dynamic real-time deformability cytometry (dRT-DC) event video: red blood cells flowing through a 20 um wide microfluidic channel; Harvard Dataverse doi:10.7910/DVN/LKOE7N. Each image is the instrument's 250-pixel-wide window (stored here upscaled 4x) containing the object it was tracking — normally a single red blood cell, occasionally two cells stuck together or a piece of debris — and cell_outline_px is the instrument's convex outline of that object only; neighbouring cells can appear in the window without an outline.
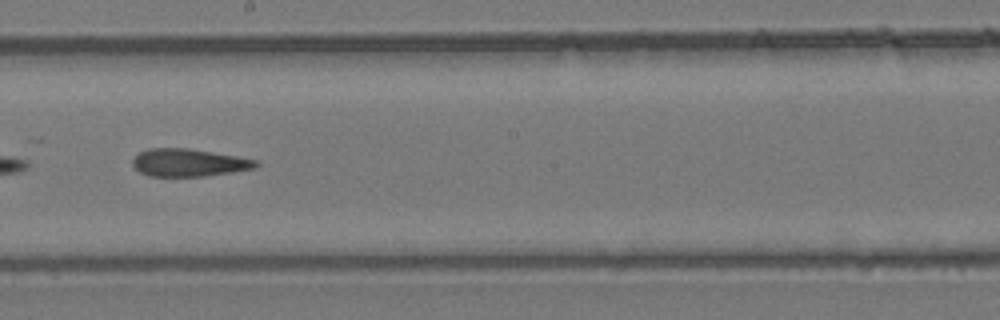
{"species": "common noctule bat (a hibernating species)", "species_latin": "Nyctalus noctula", "temperature_condition": "room temperature", "stored_images_in_passage": 22, "camera_frame_rate_fps": 3000, "um_per_image_px": 0.085, "animal": {"sex": "female", "body_mass_g": 24.6, "forearm_length_mm": 56.2}, "frame": {"image": 1, "passage_image": 10, "time_ms": 3.0, "image_size_px": [1000, 320], "cell_outline_px": [[260, 164], [256, 168], [232, 172], [204, 176], [148, 176], [140, 172], [132, 164], [132, 160], [140, 152], [148, 148], [188, 148], [236, 156], [256, 160]], "centroid_in_image_um": [16.04, 13.82], "position_along_channel_um": 232.2, "area_um2": 19.77}}